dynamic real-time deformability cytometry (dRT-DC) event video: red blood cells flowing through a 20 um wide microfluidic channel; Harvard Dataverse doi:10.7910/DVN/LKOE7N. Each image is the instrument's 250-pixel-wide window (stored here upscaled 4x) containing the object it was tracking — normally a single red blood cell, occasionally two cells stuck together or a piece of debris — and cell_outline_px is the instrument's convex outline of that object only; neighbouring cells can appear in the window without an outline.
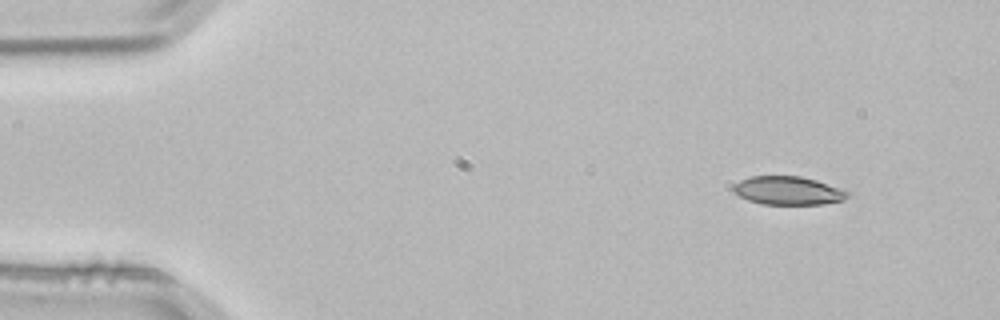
{"species": "common noctule bat (a hibernating species)", "species_latin": "Nyctalus noctula", "temperature_condition": "room temperature", "stored_images_in_passage": 3, "camera_frame_rate_fps": 3000, "um_per_image_px": 0.085, "animal": {"sex": "male", "body_mass_g": 21.5, "forearm_length_mm": 52.0}, "frame": {"image": 1, "passage_image": 1, "time_ms": 0.0, "image_size_px": [1000, 320], "cell_outline_px": [[852, 196], [844, 200], [824, 204], [760, 204], [748, 200], [732, 192], [732, 184], [740, 180], [752, 176], [800, 176], [816, 180], [852, 192]], "centroid_in_image_um": [67.0, 16.2], "position_along_channel_um": 18.0, "area_um2": 19.19}}
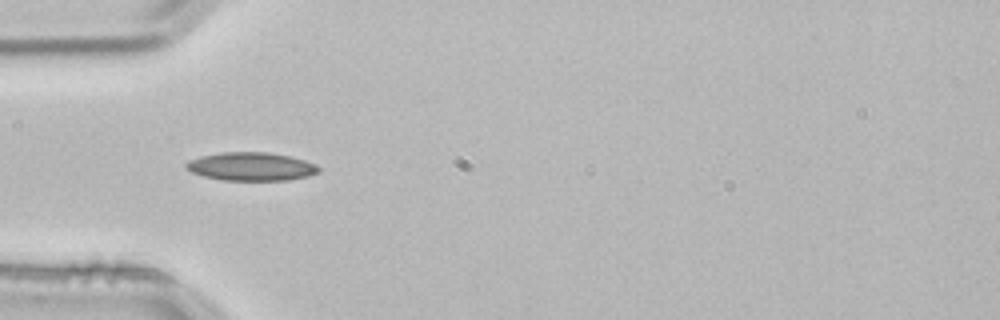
{"frame": {"image": 2, "passage_image": 3, "time_ms": 0.667, "image_size_px": [1000, 320], "cell_outline_px": [[320, 172], [308, 176], [288, 180], [220, 180], [204, 176], [192, 172], [184, 168], [184, 164], [188, 160], [200, 156], [220, 152], [268, 152], [288, 156], [304, 160], [316, 164], [320, 168]], "centroid_in_image_um": [21.32, 14.15], "position_along_channel_um": 63.7, "area_um2": 22.02}}